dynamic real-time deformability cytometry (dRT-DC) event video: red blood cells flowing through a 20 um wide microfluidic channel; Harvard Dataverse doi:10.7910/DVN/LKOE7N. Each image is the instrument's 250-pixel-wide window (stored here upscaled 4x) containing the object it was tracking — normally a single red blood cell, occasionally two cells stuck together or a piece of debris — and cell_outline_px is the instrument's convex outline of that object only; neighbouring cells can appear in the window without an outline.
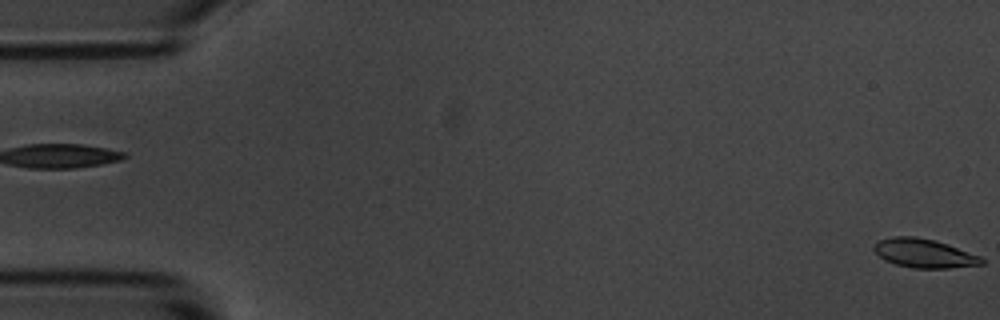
{"species": "common noctule bat (a hibernating species)", "species_latin": "Nyctalus noctula", "temperature_condition": "room temperature", "stored_images_in_passage": 3, "segment_of_instrument_passage": [2, 2], "camera_frame_rate_fps": 3000, "um_per_image_px": 0.085, "animal": {"sex": "male", "body_mass_g": 20.1, "forearm_length_mm": 53.5}, "frame": {"image": 1, "passage_image": 3, "time_ms": 2.333, "image_size_px": [1000, 320], "cell_outline_px": [[984, 264], [948, 268], [912, 268], [896, 264], [884, 260], [872, 248], [880, 240], [892, 236], [916, 236], [936, 240], [948, 244], [980, 256], [984, 260]], "centroid_in_image_um": [78.55, 21.52], "position_along_channel_um": 6.4, "area_um2": 18.09}}